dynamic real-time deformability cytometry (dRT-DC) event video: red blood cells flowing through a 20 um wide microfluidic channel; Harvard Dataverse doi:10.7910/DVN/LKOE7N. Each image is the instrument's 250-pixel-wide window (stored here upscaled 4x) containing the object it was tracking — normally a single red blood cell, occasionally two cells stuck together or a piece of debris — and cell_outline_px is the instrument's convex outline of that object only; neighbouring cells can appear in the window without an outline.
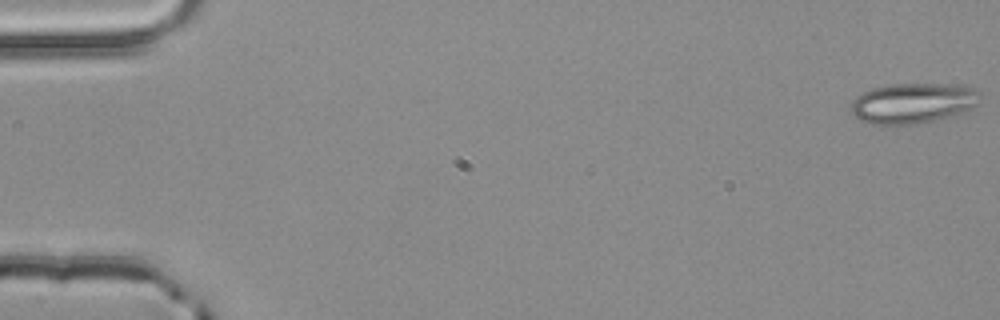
{"species": "common noctule bat (a hibernating species)", "species_latin": "Nyctalus noctula", "temperature_condition": "room temperature", "stored_images_in_passage": 3, "camera_frame_rate_fps": 3000, "um_per_image_px": 0.085, "animal": {"sex": "male", "body_mass_g": 20.4}, "frame": {"image": 1, "passage_image": 1, "time_ms": 0.0, "image_size_px": [1000, 320], "cell_outline_px": [[980, 104], [968, 112], [932, 120], [912, 124], [872, 124], [860, 120], [852, 112], [852, 100], [856, 96], [872, 88], [892, 84], [944, 84], [972, 88], [980, 92]], "centroid_in_image_um": [77.64, 8.77], "position_along_channel_um": 7.4, "area_um2": 30.23}}